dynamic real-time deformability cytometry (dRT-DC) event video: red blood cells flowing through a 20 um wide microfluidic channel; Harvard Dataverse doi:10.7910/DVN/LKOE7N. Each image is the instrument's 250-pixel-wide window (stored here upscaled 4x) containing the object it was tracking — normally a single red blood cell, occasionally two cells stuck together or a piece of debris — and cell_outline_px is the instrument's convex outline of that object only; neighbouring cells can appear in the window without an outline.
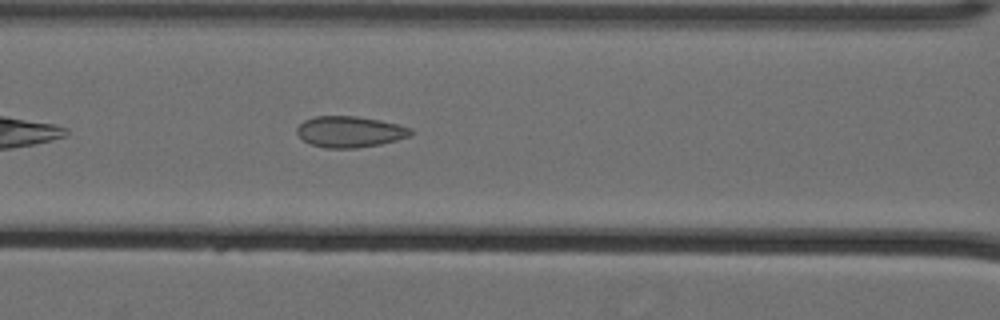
{"species": "Egyptian fruit bat (a non-hibernating species)", "species_latin": "Rousettus aegyptiacus", "temperature_condition": "cold", "stored_images_in_passage": 39, "camera_frame_rate_fps": 3000, "um_per_image_px": 0.085, "animal": {"sex": "female"}, "frame": {"image": 1, "passage_image": 8, "time_ms": 2.333, "image_size_px": [1000, 320], "cell_outline_px": [[412, 132], [408, 136], [396, 140], [380, 144], [356, 148], [324, 148], [308, 144], [296, 132], [296, 128], [304, 120], [316, 116], [356, 116], [380, 120], [412, 128]], "centroid_in_image_um": [29.7, 11.2], "position_along_channel_um": 136.9, "area_um2": 20.58}}
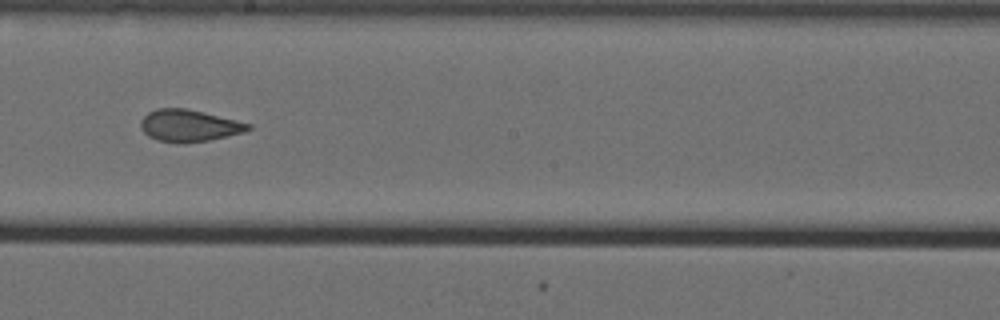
{"frame": {"image": 2, "passage_image": 16, "time_ms": 5.0, "image_size_px": [1000, 320], "cell_outline_px": [[252, 128], [244, 132], [208, 140], [156, 140], [148, 136], [140, 128], [140, 120], [148, 112], [156, 108], [184, 108], [236, 120], [252, 124]], "centroid_in_image_um": [16.05, 10.63], "position_along_channel_um": 232.1, "area_um2": 19.25}}
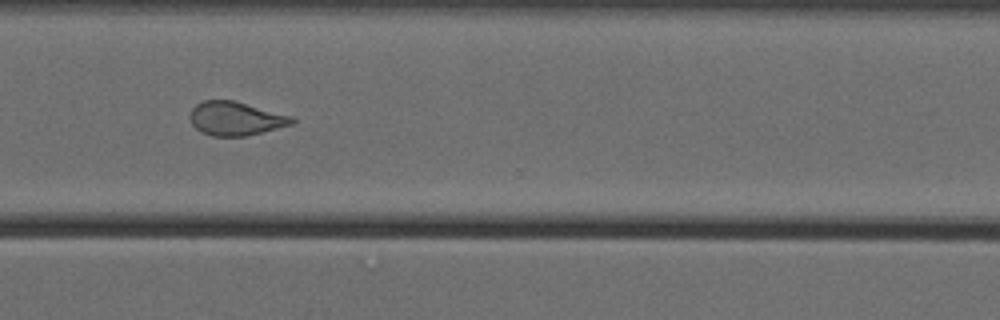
{"frame": {"image": 3, "passage_image": 26, "time_ms": 8.333, "image_size_px": [1000, 320], "cell_outline_px": [[296, 120], [292, 124], [244, 136], [212, 136], [200, 132], [192, 124], [188, 116], [192, 108], [196, 104], [204, 100], [232, 100], [292, 116]], "centroid_in_image_um": [19.98, 10.07], "position_along_channel_um": 350.6, "area_um2": 19.88}, "authors_computed_cell_mechanics": {"area_um2": 20.1722, "velocity_mm_per_s": 3.5692, "shape_relaxation_time_tau1_ms": 10.7431, "shape_relaxation_time_tau2_ms": 1.7752, "deformation_change_tau1": 0.1574, "deformation_change_tau2": 0.0904}}